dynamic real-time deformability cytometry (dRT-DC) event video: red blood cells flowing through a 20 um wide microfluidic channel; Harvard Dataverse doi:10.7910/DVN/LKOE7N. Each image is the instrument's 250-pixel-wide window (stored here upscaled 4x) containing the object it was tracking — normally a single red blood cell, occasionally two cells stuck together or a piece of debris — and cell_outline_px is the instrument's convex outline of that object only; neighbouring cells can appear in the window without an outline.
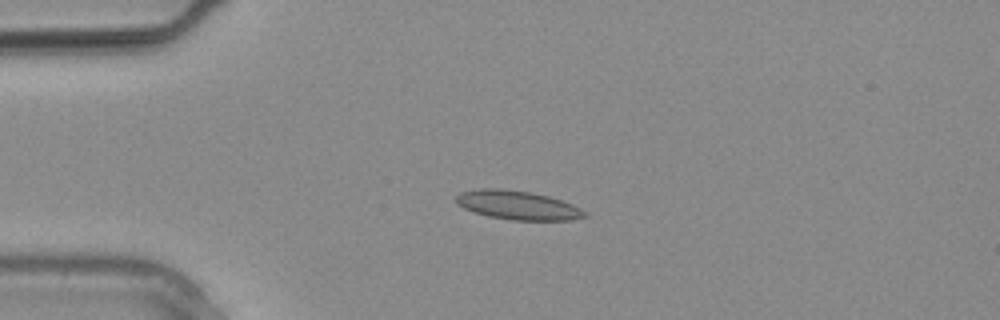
{"species": "common noctule bat (a hibernating species)", "species_latin": "Nyctalus noctula", "temperature_condition": "warm", "stored_images_in_passage": 25, "camera_frame_rate_fps": 3000, "um_per_image_px": 0.085, "animal": {"sex": "male", "body_mass_g": 20.4}, "frame": {"image": 1, "passage_image": 4, "time_ms": 1.0, "image_size_px": [1000, 320], "cell_outline_px": [[588, 216], [572, 220], [512, 220], [488, 216], [472, 212], [456, 204], [456, 196], [460, 192], [480, 188], [500, 188], [528, 192], [548, 196], [572, 204], [588, 212]], "centroid_in_image_um": [43.99, 17.44], "position_along_channel_um": 41.0, "area_um2": 21.73}}
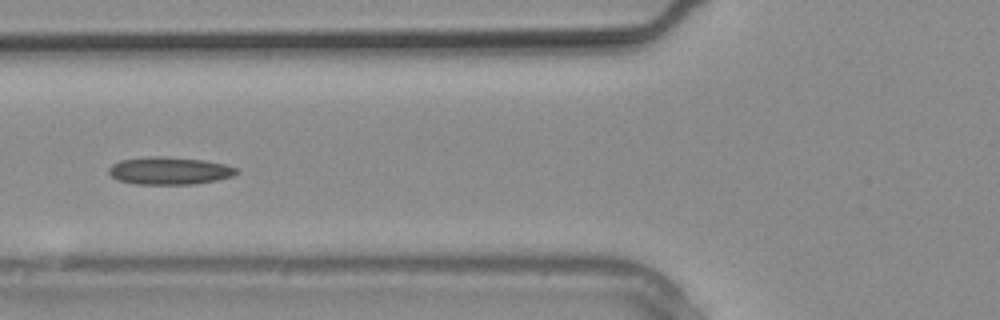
{"frame": {"image": 2, "passage_image": 8, "time_ms": 2.333, "image_size_px": [1000, 320], "cell_outline_px": [[240, 172], [232, 176], [216, 180], [192, 184], [136, 184], [116, 180], [108, 172], [108, 168], [112, 164], [120, 160], [148, 156], [164, 156], [204, 160], [224, 164], [236, 168]], "centroid_in_image_um": [14.37, 14.51], "position_along_channel_um": 111.4, "area_um2": 20.58}}